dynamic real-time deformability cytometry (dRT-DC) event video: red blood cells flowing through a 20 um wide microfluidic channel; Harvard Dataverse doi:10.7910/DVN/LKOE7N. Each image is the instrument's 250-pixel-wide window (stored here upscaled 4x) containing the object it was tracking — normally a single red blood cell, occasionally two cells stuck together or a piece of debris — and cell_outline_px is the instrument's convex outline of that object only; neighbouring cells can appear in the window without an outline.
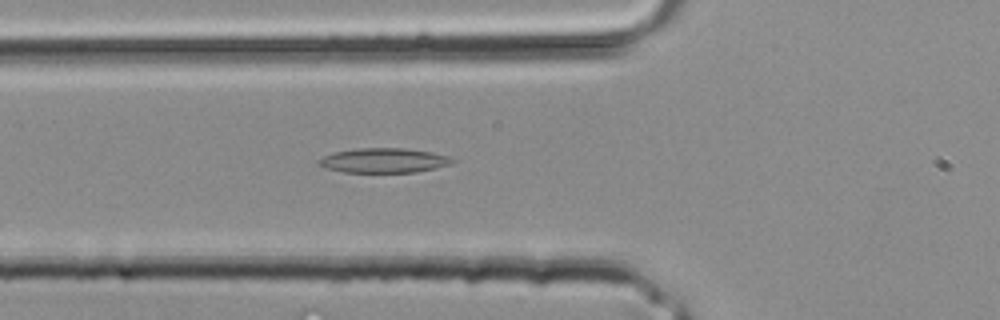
{"species": "common noctule bat (a hibernating species)", "species_latin": "Nyctalus noctula", "temperature_condition": "room temperature", "stored_images_in_passage": 2, "camera_frame_rate_fps": 3000, "um_per_image_px": 0.085, "animal": {"sex": "male", "body_mass_g": 20.4}, "frame": {"image": 1, "passage_image": 2, "time_ms": 0.333, "image_size_px": [1000, 320], "cell_outline_px": [[456, 160], [452, 164], [436, 168], [416, 172], [344, 172], [328, 168], [316, 164], [316, 160], [324, 156], [336, 152], [356, 148], [404, 148], [432, 152], [448, 156]], "centroid_in_image_um": [32.64, 13.63], "position_along_channel_um": 93.2, "area_um2": 19.19}}